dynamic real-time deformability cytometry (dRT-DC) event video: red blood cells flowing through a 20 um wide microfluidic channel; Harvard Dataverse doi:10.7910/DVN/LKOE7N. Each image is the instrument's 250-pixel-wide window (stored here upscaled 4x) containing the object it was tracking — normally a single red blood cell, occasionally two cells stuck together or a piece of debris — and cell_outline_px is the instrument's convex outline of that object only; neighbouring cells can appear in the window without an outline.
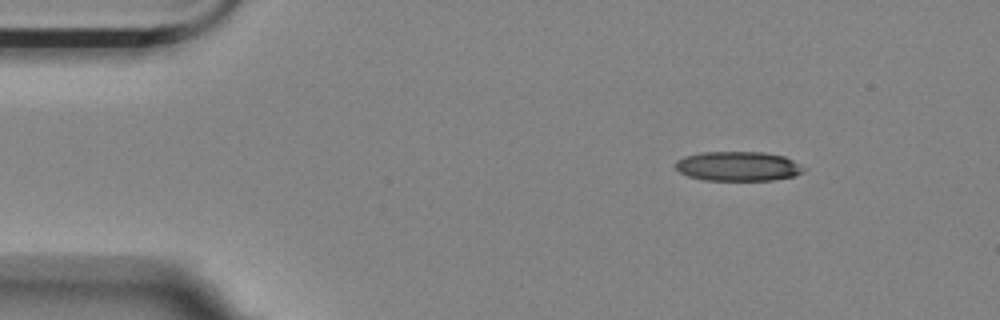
{"species": "Egyptian fruit bat (a non-hibernating species)", "species_latin": "Rousettus aegyptiacus", "temperature_condition": "room temperature", "stored_images_in_passage": 3, "camera_frame_rate_fps": 3000, "um_per_image_px": 0.085, "animal": {"sex": "female"}, "frame": {"image": 1, "passage_image": 1, "time_ms": 0.0, "image_size_px": [1000, 320], "cell_outline_px": [[808, 168], [804, 172], [796, 176], [772, 180], [704, 180], [688, 176], [680, 172], [676, 168], [676, 160], [684, 156], [700, 152], [764, 152], [784, 156]], "centroid_in_image_um": [62.77, 14.13], "position_along_channel_um": 22.2, "area_um2": 22.25}}